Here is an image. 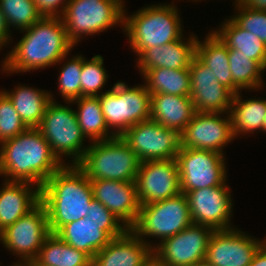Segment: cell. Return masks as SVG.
Returning <instances> with one entry per match:
<instances>
[{"mask_svg": "<svg viewBox=\"0 0 266 266\" xmlns=\"http://www.w3.org/2000/svg\"><path fill=\"white\" fill-rule=\"evenodd\" d=\"M27 128H38L46 108L54 97L45 90L18 86L11 92L3 91Z\"/></svg>", "mask_w": 266, "mask_h": 266, "instance_id": "cell-25", "label": "cell"}, {"mask_svg": "<svg viewBox=\"0 0 266 266\" xmlns=\"http://www.w3.org/2000/svg\"><path fill=\"white\" fill-rule=\"evenodd\" d=\"M0 145V175L10 178L7 181L29 182L41 189L64 165L38 128H27Z\"/></svg>", "mask_w": 266, "mask_h": 266, "instance_id": "cell-1", "label": "cell"}, {"mask_svg": "<svg viewBox=\"0 0 266 266\" xmlns=\"http://www.w3.org/2000/svg\"><path fill=\"white\" fill-rule=\"evenodd\" d=\"M228 57L234 95L242 89H256L262 86L261 73L264 69L256 61L234 49H228Z\"/></svg>", "mask_w": 266, "mask_h": 266, "instance_id": "cell-32", "label": "cell"}, {"mask_svg": "<svg viewBox=\"0 0 266 266\" xmlns=\"http://www.w3.org/2000/svg\"><path fill=\"white\" fill-rule=\"evenodd\" d=\"M236 8L239 14L231 18L239 27L256 35L266 44V11L253 9L244 5Z\"/></svg>", "mask_w": 266, "mask_h": 266, "instance_id": "cell-37", "label": "cell"}, {"mask_svg": "<svg viewBox=\"0 0 266 266\" xmlns=\"http://www.w3.org/2000/svg\"><path fill=\"white\" fill-rule=\"evenodd\" d=\"M82 56H75L65 63L59 74L61 95L68 103L81 97Z\"/></svg>", "mask_w": 266, "mask_h": 266, "instance_id": "cell-35", "label": "cell"}, {"mask_svg": "<svg viewBox=\"0 0 266 266\" xmlns=\"http://www.w3.org/2000/svg\"><path fill=\"white\" fill-rule=\"evenodd\" d=\"M192 224L185 193L162 201L141 205L139 216L131 230L143 240L151 236L165 240Z\"/></svg>", "mask_w": 266, "mask_h": 266, "instance_id": "cell-8", "label": "cell"}, {"mask_svg": "<svg viewBox=\"0 0 266 266\" xmlns=\"http://www.w3.org/2000/svg\"><path fill=\"white\" fill-rule=\"evenodd\" d=\"M93 198L103 204L128 229L139 216L140 202L136 182L90 180Z\"/></svg>", "mask_w": 266, "mask_h": 266, "instance_id": "cell-19", "label": "cell"}, {"mask_svg": "<svg viewBox=\"0 0 266 266\" xmlns=\"http://www.w3.org/2000/svg\"><path fill=\"white\" fill-rule=\"evenodd\" d=\"M262 240L234 228L214 231L209 239L206 266H249Z\"/></svg>", "mask_w": 266, "mask_h": 266, "instance_id": "cell-16", "label": "cell"}, {"mask_svg": "<svg viewBox=\"0 0 266 266\" xmlns=\"http://www.w3.org/2000/svg\"><path fill=\"white\" fill-rule=\"evenodd\" d=\"M0 190V232L14 224L40 202V189L29 182L4 181Z\"/></svg>", "mask_w": 266, "mask_h": 266, "instance_id": "cell-22", "label": "cell"}, {"mask_svg": "<svg viewBox=\"0 0 266 266\" xmlns=\"http://www.w3.org/2000/svg\"><path fill=\"white\" fill-rule=\"evenodd\" d=\"M234 138L242 133L263 130L266 115V100L249 99L242 101L240 93L233 95L230 111Z\"/></svg>", "mask_w": 266, "mask_h": 266, "instance_id": "cell-29", "label": "cell"}, {"mask_svg": "<svg viewBox=\"0 0 266 266\" xmlns=\"http://www.w3.org/2000/svg\"><path fill=\"white\" fill-rule=\"evenodd\" d=\"M93 199L85 172L77 164H64L40 189L50 232L56 234L66 224L87 217Z\"/></svg>", "mask_w": 266, "mask_h": 266, "instance_id": "cell-3", "label": "cell"}, {"mask_svg": "<svg viewBox=\"0 0 266 266\" xmlns=\"http://www.w3.org/2000/svg\"><path fill=\"white\" fill-rule=\"evenodd\" d=\"M122 0H68L62 21L68 39L75 45L80 35L103 32L124 20Z\"/></svg>", "mask_w": 266, "mask_h": 266, "instance_id": "cell-7", "label": "cell"}, {"mask_svg": "<svg viewBox=\"0 0 266 266\" xmlns=\"http://www.w3.org/2000/svg\"><path fill=\"white\" fill-rule=\"evenodd\" d=\"M242 1H243V0H235V2L237 3V4H235V6H239V5H241V4H242Z\"/></svg>", "mask_w": 266, "mask_h": 266, "instance_id": "cell-46", "label": "cell"}, {"mask_svg": "<svg viewBox=\"0 0 266 266\" xmlns=\"http://www.w3.org/2000/svg\"><path fill=\"white\" fill-rule=\"evenodd\" d=\"M32 266H90L92 259L63 241L58 235L50 234L43 242Z\"/></svg>", "mask_w": 266, "mask_h": 266, "instance_id": "cell-27", "label": "cell"}, {"mask_svg": "<svg viewBox=\"0 0 266 266\" xmlns=\"http://www.w3.org/2000/svg\"><path fill=\"white\" fill-rule=\"evenodd\" d=\"M3 61V71L28 72L62 62L74 44L68 39L61 16H43L34 23Z\"/></svg>", "mask_w": 266, "mask_h": 266, "instance_id": "cell-2", "label": "cell"}, {"mask_svg": "<svg viewBox=\"0 0 266 266\" xmlns=\"http://www.w3.org/2000/svg\"><path fill=\"white\" fill-rule=\"evenodd\" d=\"M151 246L127 229L96 253L92 266H143L153 255Z\"/></svg>", "mask_w": 266, "mask_h": 266, "instance_id": "cell-20", "label": "cell"}, {"mask_svg": "<svg viewBox=\"0 0 266 266\" xmlns=\"http://www.w3.org/2000/svg\"><path fill=\"white\" fill-rule=\"evenodd\" d=\"M76 101L78 105V110L75 111L77 122L86 138L89 137L92 142H97L115 137L113 131L111 133L106 125L99 97H80L70 104L76 103Z\"/></svg>", "mask_w": 266, "mask_h": 266, "instance_id": "cell-31", "label": "cell"}, {"mask_svg": "<svg viewBox=\"0 0 266 266\" xmlns=\"http://www.w3.org/2000/svg\"><path fill=\"white\" fill-rule=\"evenodd\" d=\"M262 244L266 247V240L265 239L262 241Z\"/></svg>", "mask_w": 266, "mask_h": 266, "instance_id": "cell-48", "label": "cell"}, {"mask_svg": "<svg viewBox=\"0 0 266 266\" xmlns=\"http://www.w3.org/2000/svg\"><path fill=\"white\" fill-rule=\"evenodd\" d=\"M224 154L211 150L181 148L176 156L181 192L220 186L226 180Z\"/></svg>", "mask_w": 266, "mask_h": 266, "instance_id": "cell-10", "label": "cell"}, {"mask_svg": "<svg viewBox=\"0 0 266 266\" xmlns=\"http://www.w3.org/2000/svg\"><path fill=\"white\" fill-rule=\"evenodd\" d=\"M50 234L45 206L39 202L14 224L2 230L0 240L6 248L22 257L20 263L31 264Z\"/></svg>", "mask_w": 266, "mask_h": 266, "instance_id": "cell-11", "label": "cell"}, {"mask_svg": "<svg viewBox=\"0 0 266 266\" xmlns=\"http://www.w3.org/2000/svg\"><path fill=\"white\" fill-rule=\"evenodd\" d=\"M143 266H166L163 264L154 254L149 258V260Z\"/></svg>", "mask_w": 266, "mask_h": 266, "instance_id": "cell-43", "label": "cell"}, {"mask_svg": "<svg viewBox=\"0 0 266 266\" xmlns=\"http://www.w3.org/2000/svg\"><path fill=\"white\" fill-rule=\"evenodd\" d=\"M226 183L187 192L192 223L207 226L214 231L232 229L229 225L232 212L230 189Z\"/></svg>", "mask_w": 266, "mask_h": 266, "instance_id": "cell-15", "label": "cell"}, {"mask_svg": "<svg viewBox=\"0 0 266 266\" xmlns=\"http://www.w3.org/2000/svg\"><path fill=\"white\" fill-rule=\"evenodd\" d=\"M195 56L212 70L222 85L233 93L228 48L213 31L203 42L197 38Z\"/></svg>", "mask_w": 266, "mask_h": 266, "instance_id": "cell-26", "label": "cell"}, {"mask_svg": "<svg viewBox=\"0 0 266 266\" xmlns=\"http://www.w3.org/2000/svg\"><path fill=\"white\" fill-rule=\"evenodd\" d=\"M103 68V57L95 55L91 60L82 57L81 97H98L108 75Z\"/></svg>", "mask_w": 266, "mask_h": 266, "instance_id": "cell-34", "label": "cell"}, {"mask_svg": "<svg viewBox=\"0 0 266 266\" xmlns=\"http://www.w3.org/2000/svg\"><path fill=\"white\" fill-rule=\"evenodd\" d=\"M242 5L266 11V0H243Z\"/></svg>", "mask_w": 266, "mask_h": 266, "instance_id": "cell-42", "label": "cell"}, {"mask_svg": "<svg viewBox=\"0 0 266 266\" xmlns=\"http://www.w3.org/2000/svg\"><path fill=\"white\" fill-rule=\"evenodd\" d=\"M135 182L140 205L162 201L181 193L175 158L141 162Z\"/></svg>", "mask_w": 266, "mask_h": 266, "instance_id": "cell-14", "label": "cell"}, {"mask_svg": "<svg viewBox=\"0 0 266 266\" xmlns=\"http://www.w3.org/2000/svg\"><path fill=\"white\" fill-rule=\"evenodd\" d=\"M56 235L70 246L86 253L91 259L112 240L102 230V225L87 217L66 224Z\"/></svg>", "mask_w": 266, "mask_h": 266, "instance_id": "cell-24", "label": "cell"}, {"mask_svg": "<svg viewBox=\"0 0 266 266\" xmlns=\"http://www.w3.org/2000/svg\"><path fill=\"white\" fill-rule=\"evenodd\" d=\"M263 131H266V115H265V118H264Z\"/></svg>", "mask_w": 266, "mask_h": 266, "instance_id": "cell-47", "label": "cell"}, {"mask_svg": "<svg viewBox=\"0 0 266 266\" xmlns=\"http://www.w3.org/2000/svg\"><path fill=\"white\" fill-rule=\"evenodd\" d=\"M11 266H32V264L14 263V265H11Z\"/></svg>", "mask_w": 266, "mask_h": 266, "instance_id": "cell-45", "label": "cell"}, {"mask_svg": "<svg viewBox=\"0 0 266 266\" xmlns=\"http://www.w3.org/2000/svg\"><path fill=\"white\" fill-rule=\"evenodd\" d=\"M98 97L108 129H117L113 132L115 136L150 119L151 94L145 84L130 88L120 81Z\"/></svg>", "mask_w": 266, "mask_h": 266, "instance_id": "cell-6", "label": "cell"}, {"mask_svg": "<svg viewBox=\"0 0 266 266\" xmlns=\"http://www.w3.org/2000/svg\"><path fill=\"white\" fill-rule=\"evenodd\" d=\"M141 161L121 136L91 142L77 164L90 180L135 182Z\"/></svg>", "mask_w": 266, "mask_h": 266, "instance_id": "cell-5", "label": "cell"}, {"mask_svg": "<svg viewBox=\"0 0 266 266\" xmlns=\"http://www.w3.org/2000/svg\"><path fill=\"white\" fill-rule=\"evenodd\" d=\"M121 138L141 162L176 158L180 149V134L152 119L141 121L126 130Z\"/></svg>", "mask_w": 266, "mask_h": 266, "instance_id": "cell-12", "label": "cell"}, {"mask_svg": "<svg viewBox=\"0 0 266 266\" xmlns=\"http://www.w3.org/2000/svg\"><path fill=\"white\" fill-rule=\"evenodd\" d=\"M178 10L173 5H152L126 17L123 27L137 56L145 49L172 43L180 39L182 28Z\"/></svg>", "mask_w": 266, "mask_h": 266, "instance_id": "cell-4", "label": "cell"}, {"mask_svg": "<svg viewBox=\"0 0 266 266\" xmlns=\"http://www.w3.org/2000/svg\"><path fill=\"white\" fill-rule=\"evenodd\" d=\"M214 230L192 223L153 247V254L166 266L202 263Z\"/></svg>", "mask_w": 266, "mask_h": 266, "instance_id": "cell-13", "label": "cell"}, {"mask_svg": "<svg viewBox=\"0 0 266 266\" xmlns=\"http://www.w3.org/2000/svg\"><path fill=\"white\" fill-rule=\"evenodd\" d=\"M27 127L15 110L9 97L0 92V144L16 137Z\"/></svg>", "mask_w": 266, "mask_h": 266, "instance_id": "cell-36", "label": "cell"}, {"mask_svg": "<svg viewBox=\"0 0 266 266\" xmlns=\"http://www.w3.org/2000/svg\"><path fill=\"white\" fill-rule=\"evenodd\" d=\"M221 113L195 112L192 120L180 133L181 148L203 149L223 154V147L234 139L231 117Z\"/></svg>", "mask_w": 266, "mask_h": 266, "instance_id": "cell-17", "label": "cell"}, {"mask_svg": "<svg viewBox=\"0 0 266 266\" xmlns=\"http://www.w3.org/2000/svg\"><path fill=\"white\" fill-rule=\"evenodd\" d=\"M39 12L43 16H61L68 3L66 0H34ZM60 4H62L60 7ZM61 8L60 10L58 8ZM59 10V11H58ZM61 13V14H60Z\"/></svg>", "mask_w": 266, "mask_h": 266, "instance_id": "cell-39", "label": "cell"}, {"mask_svg": "<svg viewBox=\"0 0 266 266\" xmlns=\"http://www.w3.org/2000/svg\"><path fill=\"white\" fill-rule=\"evenodd\" d=\"M0 8L10 26L25 30L38 22L43 15L34 0H0Z\"/></svg>", "mask_w": 266, "mask_h": 266, "instance_id": "cell-33", "label": "cell"}, {"mask_svg": "<svg viewBox=\"0 0 266 266\" xmlns=\"http://www.w3.org/2000/svg\"><path fill=\"white\" fill-rule=\"evenodd\" d=\"M87 218L102 225V230L112 239L121 236L128 229L124 224H120L121 221L112 212L95 199L90 202Z\"/></svg>", "mask_w": 266, "mask_h": 266, "instance_id": "cell-38", "label": "cell"}, {"mask_svg": "<svg viewBox=\"0 0 266 266\" xmlns=\"http://www.w3.org/2000/svg\"><path fill=\"white\" fill-rule=\"evenodd\" d=\"M249 266H266V247L262 244Z\"/></svg>", "mask_w": 266, "mask_h": 266, "instance_id": "cell-41", "label": "cell"}, {"mask_svg": "<svg viewBox=\"0 0 266 266\" xmlns=\"http://www.w3.org/2000/svg\"><path fill=\"white\" fill-rule=\"evenodd\" d=\"M150 94L166 93L177 96H190V71L164 67L148 69L144 74Z\"/></svg>", "mask_w": 266, "mask_h": 266, "instance_id": "cell-30", "label": "cell"}, {"mask_svg": "<svg viewBox=\"0 0 266 266\" xmlns=\"http://www.w3.org/2000/svg\"><path fill=\"white\" fill-rule=\"evenodd\" d=\"M214 33L228 49L239 50L241 54L266 69V44L256 35L239 27L232 19L224 22L221 30H215Z\"/></svg>", "mask_w": 266, "mask_h": 266, "instance_id": "cell-28", "label": "cell"}, {"mask_svg": "<svg viewBox=\"0 0 266 266\" xmlns=\"http://www.w3.org/2000/svg\"><path fill=\"white\" fill-rule=\"evenodd\" d=\"M177 266H206V264L202 262L197 264H186V265H177Z\"/></svg>", "mask_w": 266, "mask_h": 266, "instance_id": "cell-44", "label": "cell"}, {"mask_svg": "<svg viewBox=\"0 0 266 266\" xmlns=\"http://www.w3.org/2000/svg\"><path fill=\"white\" fill-rule=\"evenodd\" d=\"M195 112L190 96L151 94L150 119L179 134L192 120Z\"/></svg>", "mask_w": 266, "mask_h": 266, "instance_id": "cell-23", "label": "cell"}, {"mask_svg": "<svg viewBox=\"0 0 266 266\" xmlns=\"http://www.w3.org/2000/svg\"><path fill=\"white\" fill-rule=\"evenodd\" d=\"M180 39L161 46L145 49L138 59L140 72L144 74L152 68L185 69L195 56L197 37L191 36L188 42Z\"/></svg>", "mask_w": 266, "mask_h": 266, "instance_id": "cell-21", "label": "cell"}, {"mask_svg": "<svg viewBox=\"0 0 266 266\" xmlns=\"http://www.w3.org/2000/svg\"><path fill=\"white\" fill-rule=\"evenodd\" d=\"M10 37V30L0 8V47L5 46Z\"/></svg>", "mask_w": 266, "mask_h": 266, "instance_id": "cell-40", "label": "cell"}, {"mask_svg": "<svg viewBox=\"0 0 266 266\" xmlns=\"http://www.w3.org/2000/svg\"><path fill=\"white\" fill-rule=\"evenodd\" d=\"M52 152L62 161L61 155L72 156L78 164L88 147H82L86 138L77 122L75 110L51 100L38 127Z\"/></svg>", "mask_w": 266, "mask_h": 266, "instance_id": "cell-9", "label": "cell"}, {"mask_svg": "<svg viewBox=\"0 0 266 266\" xmlns=\"http://www.w3.org/2000/svg\"><path fill=\"white\" fill-rule=\"evenodd\" d=\"M190 71V98L194 103L196 112L222 113L230 111L233 93L222 85L196 56L192 59ZM229 110V111H228Z\"/></svg>", "mask_w": 266, "mask_h": 266, "instance_id": "cell-18", "label": "cell"}]
</instances>
